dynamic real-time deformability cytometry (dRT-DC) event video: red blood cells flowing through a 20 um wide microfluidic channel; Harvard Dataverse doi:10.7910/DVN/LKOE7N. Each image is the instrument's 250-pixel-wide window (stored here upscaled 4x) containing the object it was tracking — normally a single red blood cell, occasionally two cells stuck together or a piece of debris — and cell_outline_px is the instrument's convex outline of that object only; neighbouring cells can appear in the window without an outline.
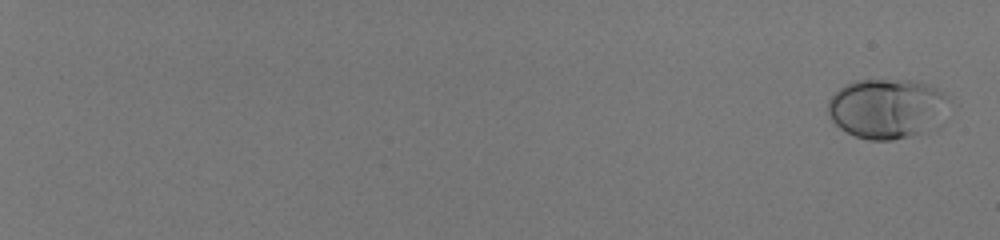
{"species": "human", "species_latin": "Homo sapiens", "temperature_condition": "room temperature", "stored_images_in_passage": 58, "camera_frame_rate_fps": 3000, "um_per_image_px": 0.085, "donor": {"sex": "male"}, "frame": {"image": 1, "passage_image": 1, "time_ms": 0.0, "image_size_px": [1000, 240], "cell_outline_px": [[948, 100], [920, 132], [908, 136], [892, 140], [868, 140], [856, 136], [840, 128], [832, 120], [828, 112], [828, 100], [844, 84], [856, 80], [908, 80], [928, 84], [936, 88]], "centroid_in_image_um": [75.2, 9.18], "position_along_channel_um": 9.8, "area_um2": 40.29}}
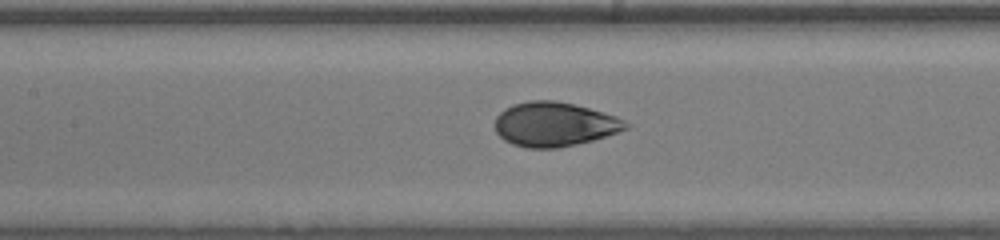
{"frame": {"image": 2, "passage_image": 34, "time_ms": 11.0, "image_size_px": [1000, 240], "cell_outline_px": [[632, 124], [628, 128], [592, 140], [576, 144], [556, 148], [528, 148], [512, 144], [504, 140], [496, 132], [496, 116], [504, 108], [512, 104], [528, 100], [552, 100], [572, 104], [588, 108], [616, 116]], "centroid_in_image_um": [47.1, 10.56], "position_along_channel_um": 160.3, "area_um2": 33.64}}
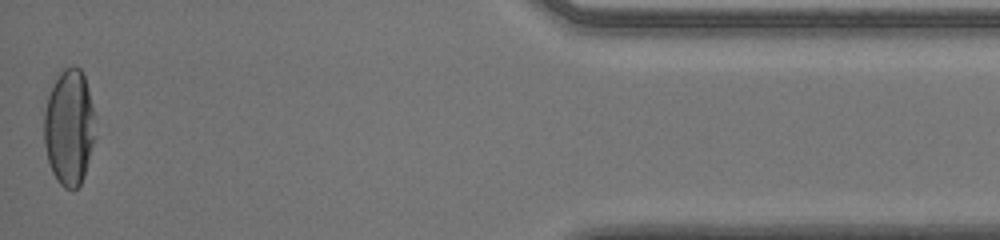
{"frame": {"image": 3, "passage_image": 58, "time_ms": 19.0, "image_size_px": [1000, 240], "cell_outline_px": [[96, 136], [84, 176], [80, 184], [72, 192], [64, 188], [56, 180], [52, 172], [48, 160], [44, 144], [44, 112], [48, 96], [60, 72], [64, 68], [80, 68], [84, 76], [92, 108]], "centroid_in_image_um": [5.87, 10.9], "position_along_channel_um": 429.3, "area_um2": 34.39}, "authors_computed_cell_mechanics": {"area_um2": 34.4199, "velocity_mm_per_s": 3.9941, "shape_relaxation_time_tau1_ms": 4.3098, "shape_relaxation_time_tau2_ms": null, "deformation_change_tau1": 0.1751, "deformation_change_tau2": null}}